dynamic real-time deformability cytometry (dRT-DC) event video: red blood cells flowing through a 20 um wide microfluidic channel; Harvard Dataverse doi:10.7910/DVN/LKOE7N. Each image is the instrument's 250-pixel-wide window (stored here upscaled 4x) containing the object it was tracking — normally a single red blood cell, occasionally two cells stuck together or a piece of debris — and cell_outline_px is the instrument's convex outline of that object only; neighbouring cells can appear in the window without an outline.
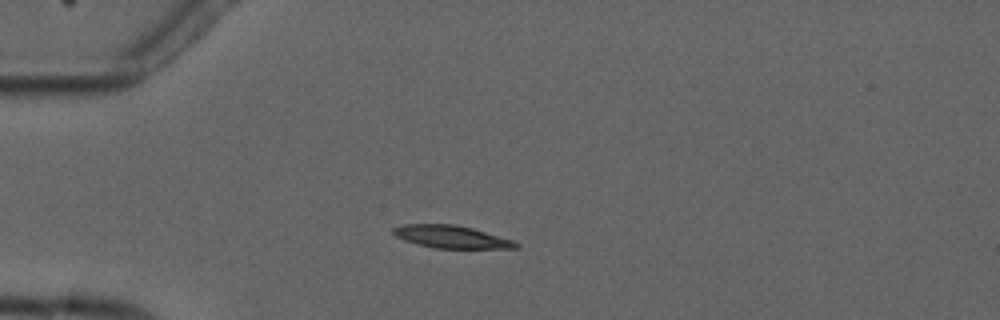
{"species": "common noctule bat (a hibernating species)", "species_latin": "Nyctalus noctula", "temperature_condition": "cold", "stored_images_in_passage": 6, "camera_frame_rate_fps": 3000, "um_per_image_px": 0.085, "animal": {"sex": "male", "forearm_length_mm": 52.5}, "frame": {"image": 1, "passage_image": 3, "time_ms": 2.333, "image_size_px": [1000, 320], "cell_outline_px": [[520, 244], [516, 248], [436, 248], [416, 244], [404, 240], [396, 236], [392, 232], [392, 228], [400, 224], [456, 224], [472, 228], [512, 240]], "centroid_in_image_um": [38.31, 20.12], "position_along_channel_um": 46.7, "area_um2": 16.07}}
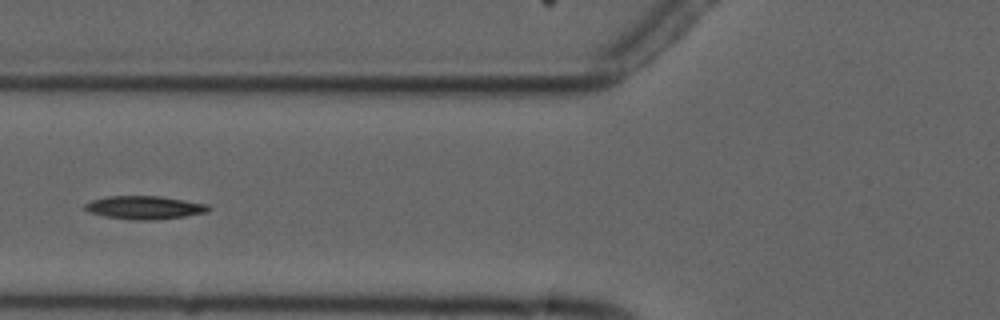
{"frame": {"image": 2, "passage_image": 5, "time_ms": 4.667, "image_size_px": [1000, 320], "cell_outline_px": [[212, 208], [208, 212], [184, 216], [152, 220], [136, 220], [104, 216], [88, 212], [84, 208], [84, 204], [92, 200], [108, 196], [160, 196], [208, 204]], "centroid_in_image_um": [12.29, 17.64], "position_along_channel_um": 113.5, "area_um2": 16.7}}
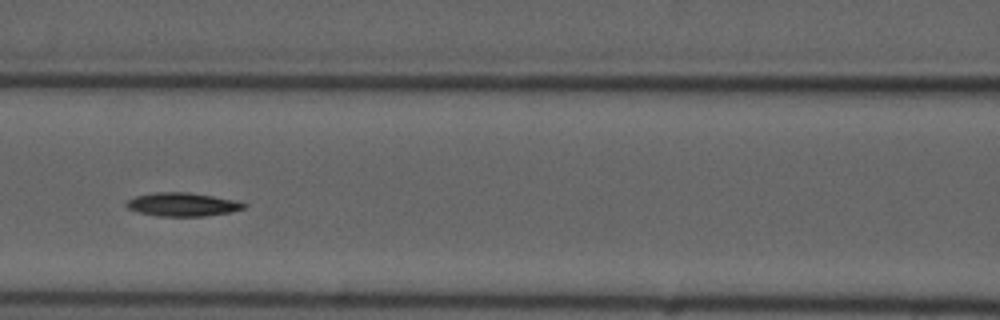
{"frame": {"image": 3, "passage_image": 6, "time_ms": 5.667, "image_size_px": [1000, 320], "cell_outline_px": [[248, 204], [244, 208], [232, 212], [204, 216], [156, 216], [136, 212], [128, 208], [124, 204], [128, 200], [136, 196], [152, 192], [188, 192], [236, 200]], "centroid_in_image_um": [15.49, 17.38], "position_along_channel_um": 151.1, "area_um2": 16.24}}